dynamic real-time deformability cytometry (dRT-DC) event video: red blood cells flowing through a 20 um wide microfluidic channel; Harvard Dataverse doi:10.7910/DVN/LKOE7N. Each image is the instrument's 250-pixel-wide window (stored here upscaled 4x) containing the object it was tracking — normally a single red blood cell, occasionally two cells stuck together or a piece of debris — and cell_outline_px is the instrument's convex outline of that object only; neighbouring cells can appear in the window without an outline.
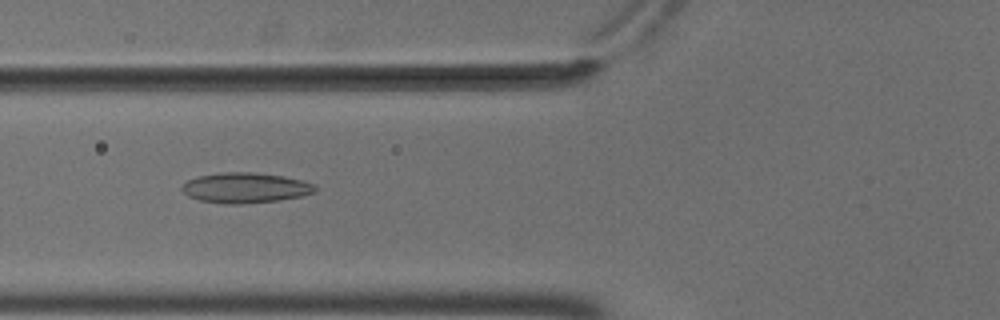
{"species": "common noctule bat (a hibernating species)", "species_latin": "Nyctalus noctula", "temperature_condition": "cold", "stored_images_in_passage": 10, "camera_frame_rate_fps": 3000, "um_per_image_px": 0.085, "animal": {"sex": "male", "body_mass_g": 18.8}, "frame": {"image": 1, "passage_image": 6, "time_ms": 1.667, "image_size_px": [1000, 320], "cell_outline_px": [[316, 192], [300, 196], [280, 200], [240, 204], [224, 204], [200, 200], [188, 196], [180, 188], [188, 180], [196, 176], [224, 172], [256, 172], [284, 176], [304, 180], [312, 184], [316, 188]], "centroid_in_image_um": [20.85, 15.96], "position_along_channel_um": 104.9, "area_um2": 23.58}}
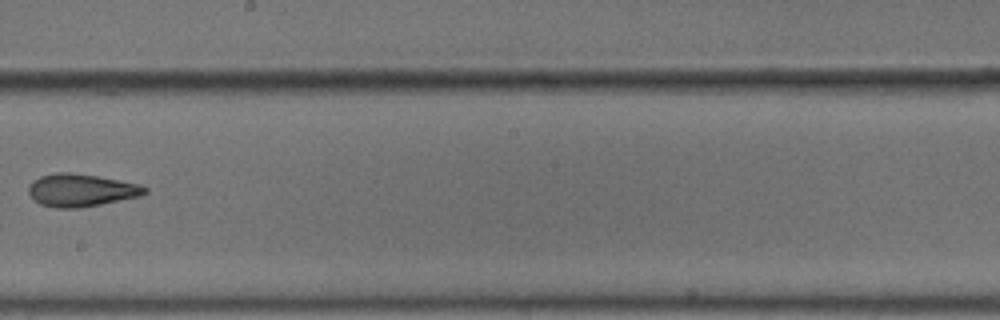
{"frame": {"image": 2, "passage_image": 9, "time_ms": 2.667, "image_size_px": [1000, 320], "cell_outline_px": [[148, 192], [140, 196], [80, 208], [56, 208], [40, 204], [28, 192], [28, 188], [32, 180], [40, 176], [56, 172], [68, 172], [96, 176], [140, 184], [148, 188]], "centroid_in_image_um": [6.89, 16.16], "position_along_channel_um": 241.3, "area_um2": 22.02}}
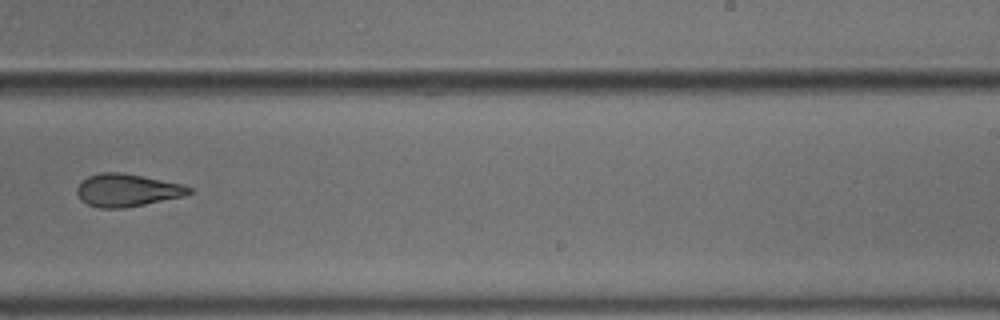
{"frame": {"image": 3, "passage_image": 10, "time_ms": 3.0, "image_size_px": [1000, 320], "cell_outline_px": [[192, 192], [184, 196], [124, 208], [100, 208], [88, 204], [80, 200], [76, 192], [76, 188], [80, 180], [88, 176], [100, 172], [120, 172], [184, 184], [192, 188]], "centroid_in_image_um": [10.77, 16.16], "position_along_channel_um": 278.2, "area_um2": 21.44}}